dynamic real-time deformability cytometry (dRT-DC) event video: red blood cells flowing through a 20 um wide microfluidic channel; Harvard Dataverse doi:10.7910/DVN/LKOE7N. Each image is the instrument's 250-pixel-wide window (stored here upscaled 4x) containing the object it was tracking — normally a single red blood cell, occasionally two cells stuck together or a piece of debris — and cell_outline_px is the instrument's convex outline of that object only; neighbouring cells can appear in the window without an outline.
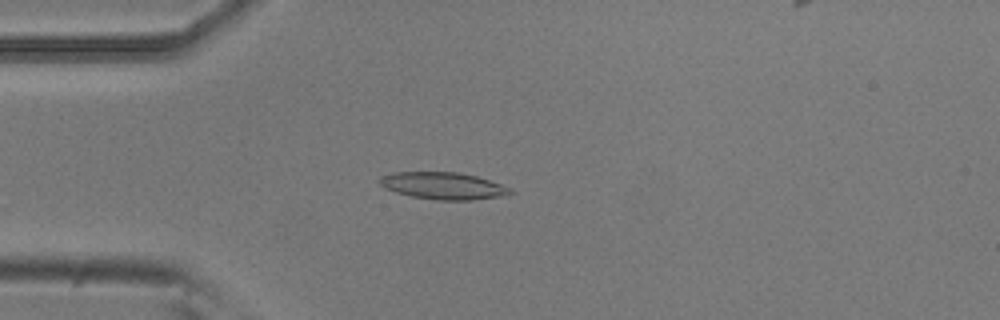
{"species": "common noctule bat (a hibernating species)", "species_latin": "Nyctalus noctula", "temperature_condition": "room temperature", "stored_images_in_passage": 54, "camera_frame_rate_fps": 3000, "um_per_image_px": 0.085, "animal": {"sex": "male", "body_mass_g": 20.5, "forearm_length_mm": 52.5}, "frame": {"image": 1, "passage_image": 14, "time_ms": 4.333, "image_size_px": [1000, 320], "cell_outline_px": [[516, 192], [508, 196], [472, 200], [436, 200], [412, 196], [396, 192], [384, 188], [376, 180], [380, 176], [392, 172], [460, 172], [476, 176], [500, 184]], "centroid_in_image_um": [37.66, 15.79], "position_along_channel_um": 47.3, "area_um2": 20.81}}
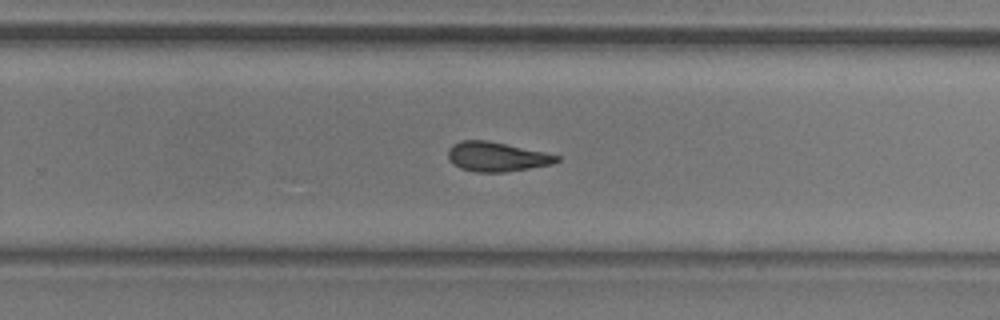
{"frame": {"image": 2, "passage_image": 34, "time_ms": 11.0, "image_size_px": [1000, 320], "cell_outline_px": [[560, 160], [552, 164], [504, 172], [476, 172], [460, 168], [452, 164], [448, 160], [448, 148], [452, 144], [460, 140], [488, 140], [544, 152], [560, 156]], "centroid_in_image_um": [42.17, 13.31], "position_along_channel_um": 287.6, "area_um2": 18.73}}
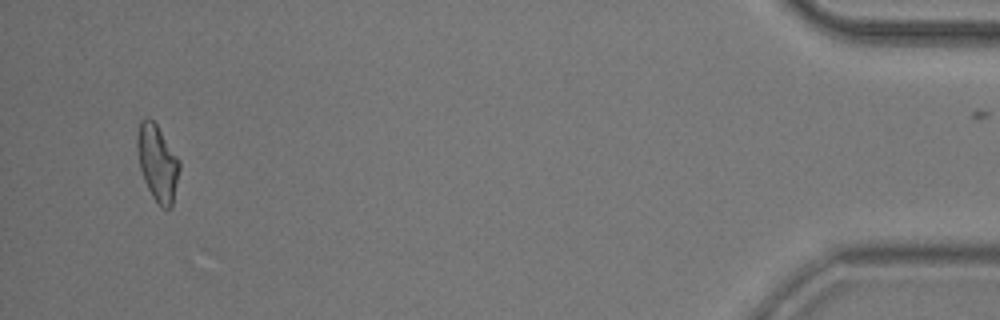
{"frame": {"image": 3, "passage_image": 51, "time_ms": 16.667, "image_size_px": [1000, 320], "cell_outline_px": [[180, 168], [172, 204], [168, 208], [164, 208], [152, 196], [144, 180], [140, 168], [136, 144], [136, 136], [140, 120], [144, 116], [148, 116], [156, 124], [180, 160]], "centroid_in_image_um": [13.37, 13.77], "position_along_channel_um": 421.8, "area_um2": 18.61}, "authors_computed_cell_mechanics": {"area_um2": 19.1607, "velocity_mm_per_s": 3.7946, "shape_relaxation_time_tau1_ms": null, "shape_relaxation_time_tau2_ms": 5.3229, "deformation_change_tau1": null, "deformation_change_tau2": 0.1565}}